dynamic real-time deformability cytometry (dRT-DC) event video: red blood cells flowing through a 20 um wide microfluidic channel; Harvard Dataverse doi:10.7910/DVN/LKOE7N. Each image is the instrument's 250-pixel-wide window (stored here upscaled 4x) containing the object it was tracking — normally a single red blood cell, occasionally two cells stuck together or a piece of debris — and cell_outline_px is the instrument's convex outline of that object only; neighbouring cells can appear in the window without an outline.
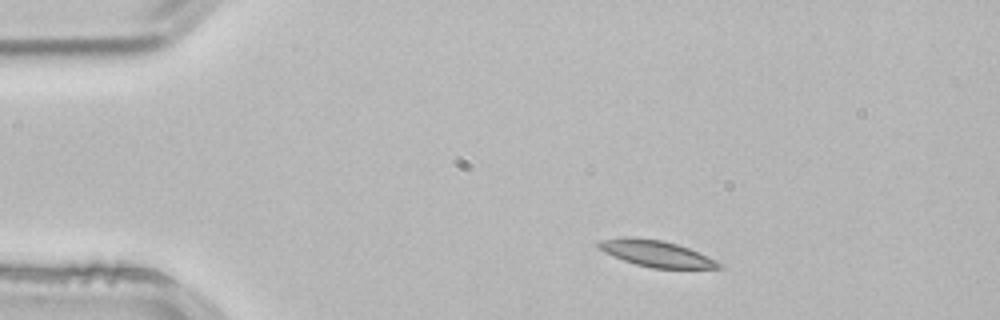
{"species": "common noctule bat (a hibernating species)", "species_latin": "Nyctalus noctula", "temperature_condition": "room temperature", "stored_images_in_passage": 2, "segment_of_instrument_passage": [2, 2], "camera_frame_rate_fps": 3000, "um_per_image_px": 0.085, "animal": {"sex": "male", "body_mass_g": 21.5, "forearm_length_mm": 52.0}, "frame": {"image": 1, "passage_image": 2, "time_ms": 0.333, "image_size_px": [1000, 320], "cell_outline_px": [[724, 268], [652, 268], [636, 264], [612, 256], [596, 248], [596, 244], [600, 240], [624, 236], [628, 236], [664, 240], [688, 248], [716, 260], [724, 264]], "centroid_in_image_um": [55.74, 21.54], "position_along_channel_um": 29.3, "area_um2": 18.55}}